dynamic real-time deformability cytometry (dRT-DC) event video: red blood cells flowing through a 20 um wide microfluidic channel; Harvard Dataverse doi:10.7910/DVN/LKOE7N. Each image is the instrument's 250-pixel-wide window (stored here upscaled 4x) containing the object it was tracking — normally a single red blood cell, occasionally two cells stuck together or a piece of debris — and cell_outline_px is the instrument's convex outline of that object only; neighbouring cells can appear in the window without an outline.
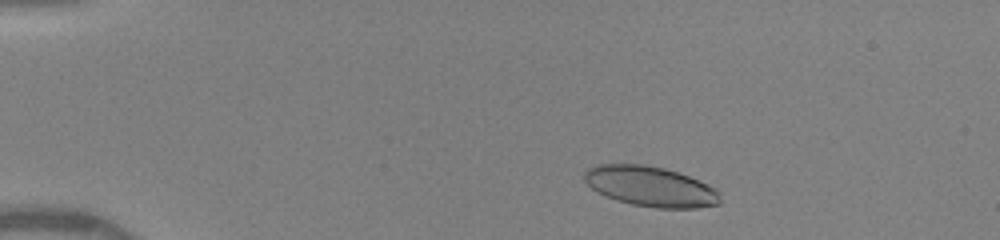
{"species": "human", "species_latin": "Homo sapiens", "temperature_condition": "warm", "stored_images_in_passage": 40, "camera_frame_rate_fps": 3000, "um_per_image_px": 0.085, "donor": {"sex": "female"}, "frame": {"image": 1, "passage_image": 5, "time_ms": 1.333, "image_size_px": [1000, 240], "cell_outline_px": [[720, 204], [696, 208], [656, 208], [632, 204], [616, 200], [592, 188], [584, 180], [584, 172], [588, 168], [596, 164], [644, 164], [664, 168], [688, 176], [720, 192]], "centroid_in_image_um": [55.27, 15.84], "position_along_channel_um": 29.7, "area_um2": 31.44}}
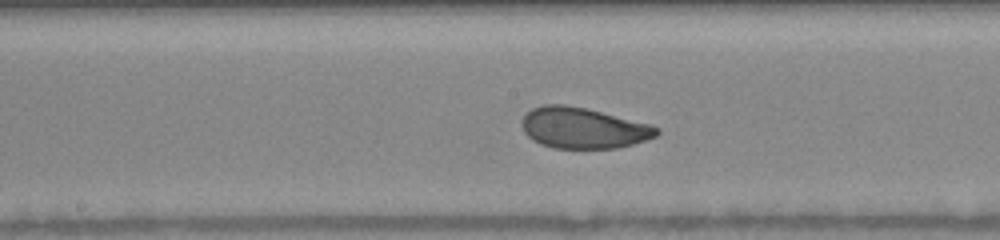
{"frame": {"image": 2, "passage_image": 23, "time_ms": 7.333, "image_size_px": [1000, 240], "cell_outline_px": [[660, 132], [656, 136], [632, 144], [616, 148], [552, 148], [540, 144], [532, 140], [524, 132], [520, 124], [524, 116], [532, 108], [544, 104], [564, 104], [584, 108], [652, 124], [660, 128]], "centroid_in_image_um": [49.56, 10.88], "position_along_channel_um": 198.6, "area_um2": 32.14}}
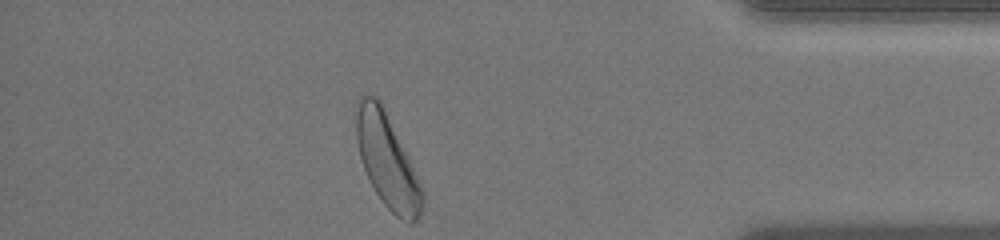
{"frame": {"image": 3, "passage_image": 40, "time_ms": 13.0, "image_size_px": [1000, 240], "cell_outline_px": [[424, 208], [420, 216], [412, 224], [408, 224], [396, 216], [384, 204], [376, 192], [364, 168], [360, 156], [356, 140], [356, 100], [364, 92], [376, 96], [380, 100], [408, 156], [424, 192]], "centroid_in_image_um": [32.91, 13.65], "position_along_channel_um": 402.3, "area_um2": 36.07}, "authors_computed_cell_mechanics": {"area_um2": 32.3969, "velocity_mm_per_s": 4.101, "shape_relaxation_time_tau1_ms": 2.6267, "shape_relaxation_time_tau2_ms": 1.0581, "deformation_change_tau1": 0.1232, "deformation_change_tau2": 0.0713}}